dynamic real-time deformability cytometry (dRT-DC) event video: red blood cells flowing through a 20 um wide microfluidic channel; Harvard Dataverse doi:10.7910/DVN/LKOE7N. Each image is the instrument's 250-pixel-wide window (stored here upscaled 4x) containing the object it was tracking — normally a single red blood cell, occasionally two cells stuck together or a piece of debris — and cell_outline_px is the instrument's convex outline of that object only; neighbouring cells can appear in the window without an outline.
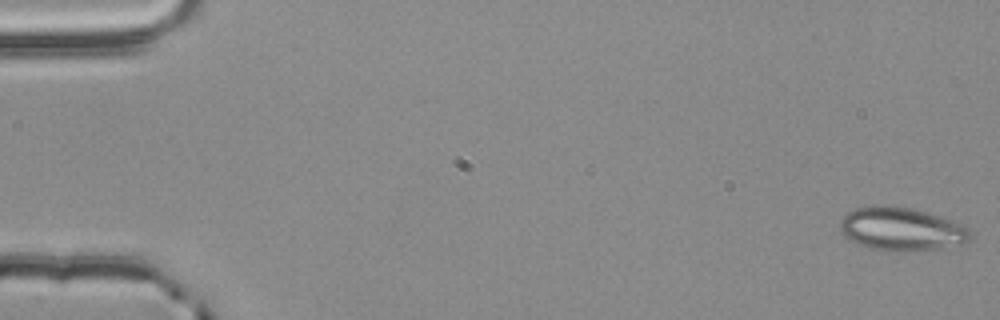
{"species": "common noctule bat (a hibernating species)", "species_latin": "Nyctalus noctula", "temperature_condition": "room temperature", "stored_images_in_passage": 56, "camera_frame_rate_fps": 3000, "um_per_image_px": 0.085, "animal": {"sex": "male", "body_mass_g": 20.4}, "frame": {"image": 1, "passage_image": 1, "time_ms": 0.0, "image_size_px": [1000, 320], "cell_outline_px": [[972, 236], [968, 240], [960, 244], [940, 248], [904, 252], [896, 252], [872, 248], [860, 244], [844, 236], [840, 232], [840, 220], [848, 212], [856, 208], [876, 204], [884, 204], [912, 208], [960, 224], [968, 228], [972, 232]], "centroid_in_image_um": [76.59, 19.46], "position_along_channel_um": 8.4, "area_um2": 32.71}}
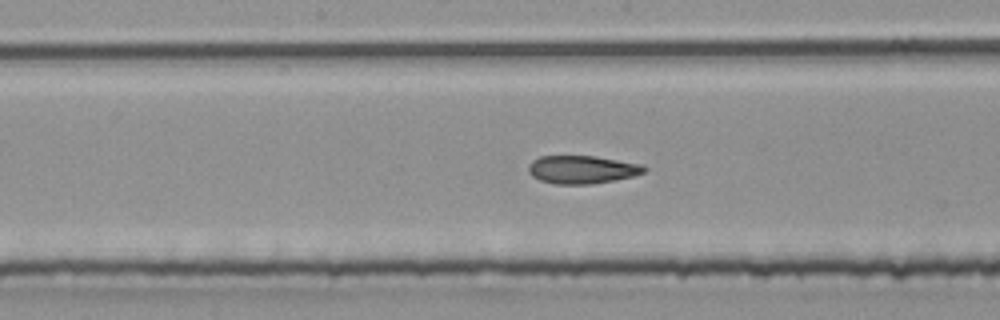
{"frame": {"image": 2, "passage_image": 29, "time_ms": 9.333, "image_size_px": [1000, 320], "cell_outline_px": [[648, 168], [644, 172], [632, 176], [592, 184], [556, 184], [540, 180], [532, 176], [528, 172], [528, 164], [532, 160], [540, 156], [596, 156], [640, 164]], "centroid_in_image_um": [49.43, 14.4], "position_along_channel_um": 198.8, "area_um2": 18.84}}
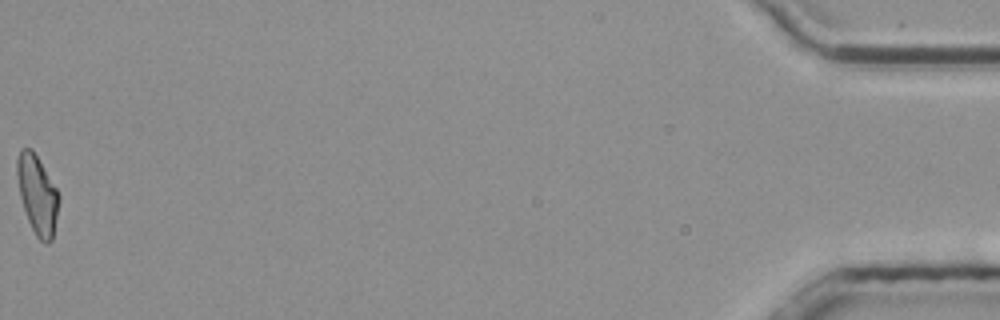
{"frame": {"image": 3, "passage_image": 56, "time_ms": 18.333, "image_size_px": [1000, 320], "cell_outline_px": [[60, 200], [52, 240], [48, 244], [44, 244], [36, 236], [28, 220], [20, 196], [16, 176], [16, 160], [20, 148], [32, 148], [56, 188], [60, 196]], "centroid_in_image_um": [3.17, 16.54], "position_along_channel_um": 432.0, "area_um2": 19.25}, "authors_computed_cell_mechanics": {"area_um2": 19.5653, "velocity_mm_per_s": 3.7752, "shape_relaxation_time_tau1_ms": null, "shape_relaxation_time_tau2_ms": 3.4258, "deformation_change_tau1": null, "deformation_change_tau2": 0.1082}}